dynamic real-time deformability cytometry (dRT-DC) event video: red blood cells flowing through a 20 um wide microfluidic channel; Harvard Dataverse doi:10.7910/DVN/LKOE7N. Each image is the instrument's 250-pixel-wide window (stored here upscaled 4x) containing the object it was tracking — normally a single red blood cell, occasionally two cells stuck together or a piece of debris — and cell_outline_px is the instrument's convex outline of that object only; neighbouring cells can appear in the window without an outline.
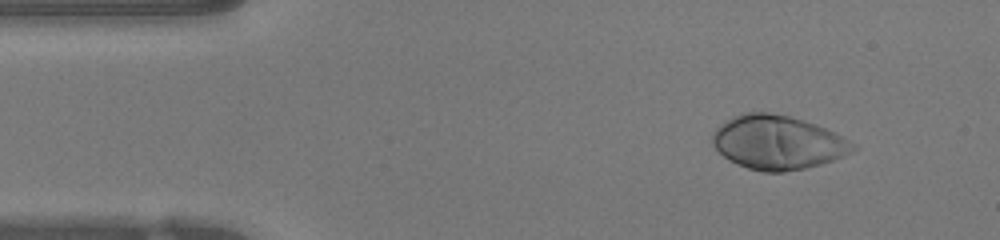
{"species": "human", "species_latin": "Homo sapiens", "temperature_condition": "warm", "stored_images_in_passage": 3, "camera_frame_rate_fps": 3000, "um_per_image_px": 0.085, "donor": {"sex": "female"}, "frame": {"image": 1, "passage_image": 1, "time_ms": 0.0, "image_size_px": [1000, 240], "cell_outline_px": [[844, 140], [840, 156], [832, 160], [820, 164], [804, 168], [784, 172], [764, 172], [748, 168], [724, 156], [712, 144], [712, 136], [716, 128], [728, 120], [744, 112], [768, 112], [788, 116], [824, 128], [840, 136]], "centroid_in_image_um": [65.92, 12.1], "position_along_channel_um": 19.1, "area_um2": 41.96}}